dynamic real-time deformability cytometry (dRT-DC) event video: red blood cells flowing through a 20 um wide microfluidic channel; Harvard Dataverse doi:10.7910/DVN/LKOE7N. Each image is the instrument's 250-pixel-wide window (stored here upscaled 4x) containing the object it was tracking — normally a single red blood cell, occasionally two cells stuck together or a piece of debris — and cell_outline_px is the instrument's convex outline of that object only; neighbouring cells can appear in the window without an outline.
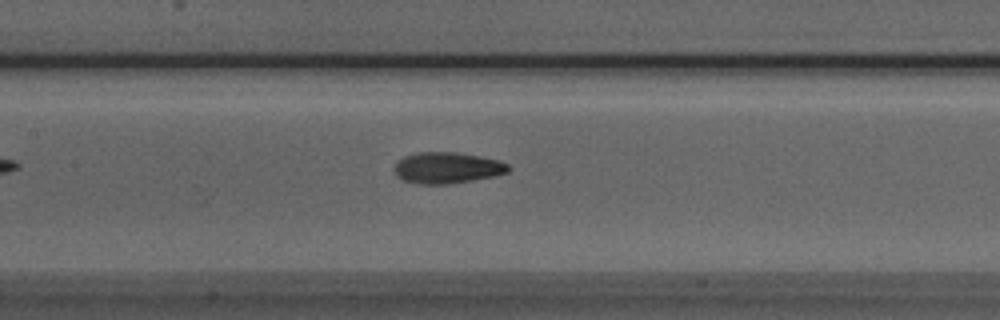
{"species": "Egyptian fruit bat (a non-hibernating species)", "species_latin": "Rousettus aegyptiacus", "temperature_condition": "room temperature", "stored_images_in_passage": 38, "camera_frame_rate_fps": 3000, "um_per_image_px": 0.085, "animal": {"sex": "male"}, "frame": {"image": 1, "passage_image": 9, "time_ms": 2.667, "image_size_px": [1000, 320], "cell_outline_px": [[512, 168], [508, 172], [496, 176], [448, 184], [420, 184], [400, 180], [396, 176], [392, 168], [404, 156], [416, 152], [452, 152], [500, 160], [508, 164]], "centroid_in_image_um": [37.99, 14.27], "position_along_channel_um": 169.4, "area_um2": 20.87}}
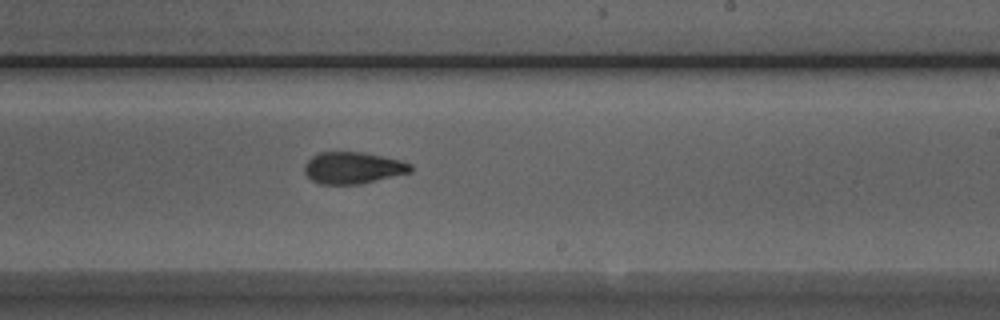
{"frame": {"image": 2, "passage_image": 16, "time_ms": 5.0, "image_size_px": [1000, 320], "cell_outline_px": [[412, 172], [360, 184], [320, 184], [312, 180], [304, 172], [304, 164], [312, 156], [320, 152], [364, 152], [400, 160], [412, 164]], "centroid_in_image_um": [30.0, 14.26], "position_along_channel_um": 259.0, "area_um2": 19.65}}
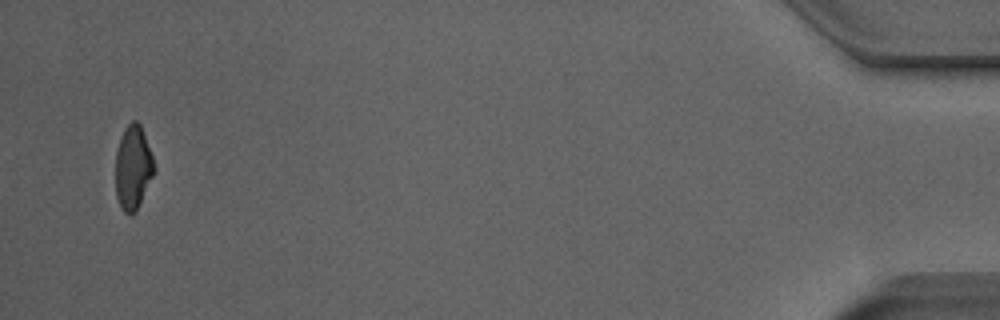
{"frame": {"image": 3, "passage_image": 36, "time_ms": 11.667, "image_size_px": [1000, 320], "cell_outline_px": [[156, 168], [136, 212], [128, 216], [124, 212], [116, 196], [116, 152], [120, 136], [124, 128], [132, 120], [136, 120], [140, 124], [152, 156]], "centroid_in_image_um": [11.3, 14.24], "position_along_channel_um": 423.9, "area_um2": 18.84}, "authors_computed_cell_mechanics": {"area_um2": 20.0566, "velocity_mm_per_s": 3.8522, "shape_relaxation_time_tau1_ms": 5.5929, "shape_relaxation_time_tau2_ms": 2.451, "deformation_change_tau1": 0.1619, "deformation_change_tau2": 0.0975}}